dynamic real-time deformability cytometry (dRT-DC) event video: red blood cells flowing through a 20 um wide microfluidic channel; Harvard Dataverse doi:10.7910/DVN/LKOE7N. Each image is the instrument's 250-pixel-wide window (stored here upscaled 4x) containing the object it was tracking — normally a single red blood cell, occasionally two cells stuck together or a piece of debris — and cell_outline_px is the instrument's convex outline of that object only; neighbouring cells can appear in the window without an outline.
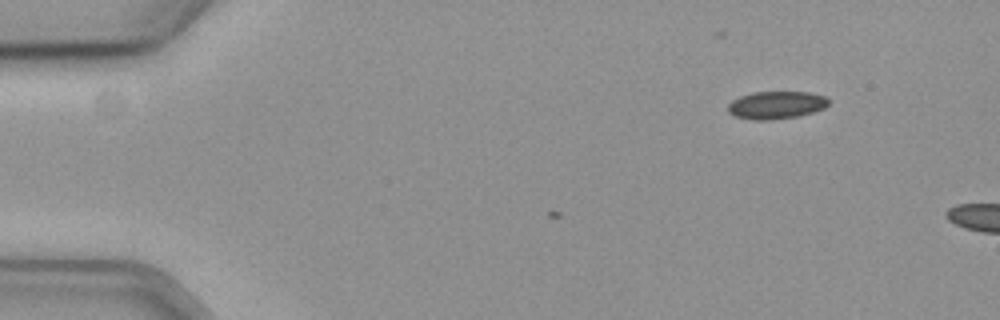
{"species": "common noctule bat (a hibernating species)", "species_latin": "Nyctalus noctula", "temperature_condition": "cold", "stored_images_in_passage": 3, "camera_frame_rate_fps": 3000, "um_per_image_px": 0.085, "animal": {"sex": "female", "body_mass_g": 19.3, "forearm_length_mm": 54.1}, "frame": {"image": 1, "passage_image": 1, "time_ms": 0.0, "image_size_px": [1000, 320], "cell_outline_px": [[828, 104], [824, 108], [812, 112], [796, 116], [768, 120], [752, 120], [736, 116], [728, 112], [728, 104], [732, 100], [740, 96], [752, 92], [808, 92], [824, 96], [828, 100]], "centroid_in_image_um": [65.94, 8.92], "position_along_channel_um": 19.1, "area_um2": 16.07}}